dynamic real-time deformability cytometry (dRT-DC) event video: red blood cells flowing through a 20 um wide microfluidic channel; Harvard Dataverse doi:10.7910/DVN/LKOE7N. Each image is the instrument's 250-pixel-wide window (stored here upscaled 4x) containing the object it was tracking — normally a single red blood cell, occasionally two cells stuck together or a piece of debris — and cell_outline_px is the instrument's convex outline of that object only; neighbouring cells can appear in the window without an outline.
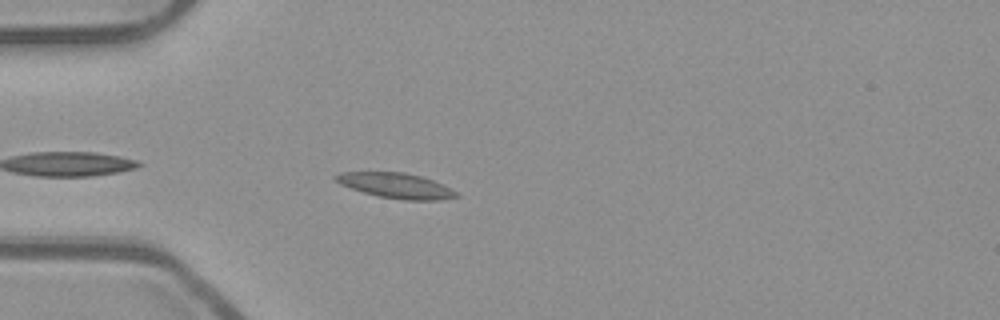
{"species": "common noctule bat (a hibernating species)", "species_latin": "Nyctalus noctula", "temperature_condition": "room temperature", "stored_images_in_passage": 19, "camera_frame_rate_fps": 3000, "um_per_image_px": 0.085, "animal": {"sex": "male", "body_mass_g": 23.1, "forearm_length_mm": 52.7}, "frame": {"image": 1, "passage_image": 4, "time_ms": 1.0, "image_size_px": [1000, 320], "cell_outline_px": [[460, 196], [440, 200], [404, 200], [380, 196], [364, 192], [340, 184], [332, 176], [340, 172], [404, 172], [420, 176], [432, 180], [456, 192]], "centroid_in_image_um": [33.63, 15.77], "position_along_channel_um": 51.4, "area_um2": 17.4}}
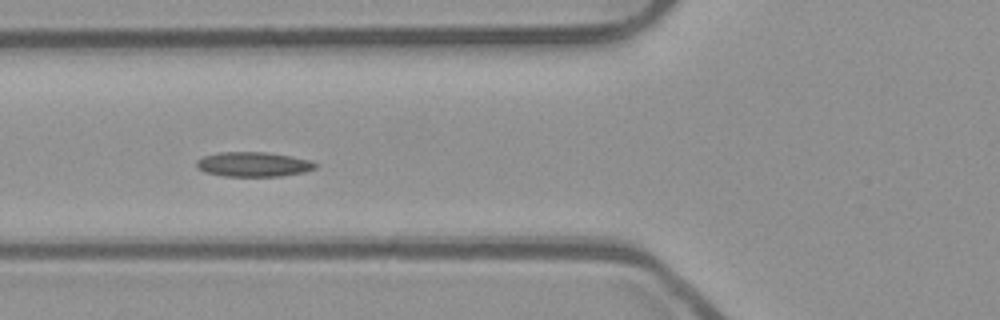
{"frame": {"image": 2, "passage_image": 9, "time_ms": 2.667, "image_size_px": [1000, 320], "cell_outline_px": [[320, 164], [316, 168], [304, 172], [280, 176], [224, 176], [204, 172], [196, 168], [196, 160], [204, 156], [220, 152], [268, 152], [292, 156], [312, 160]], "centroid_in_image_um": [21.57, 13.96], "position_along_channel_um": 104.2, "area_um2": 17.34}}